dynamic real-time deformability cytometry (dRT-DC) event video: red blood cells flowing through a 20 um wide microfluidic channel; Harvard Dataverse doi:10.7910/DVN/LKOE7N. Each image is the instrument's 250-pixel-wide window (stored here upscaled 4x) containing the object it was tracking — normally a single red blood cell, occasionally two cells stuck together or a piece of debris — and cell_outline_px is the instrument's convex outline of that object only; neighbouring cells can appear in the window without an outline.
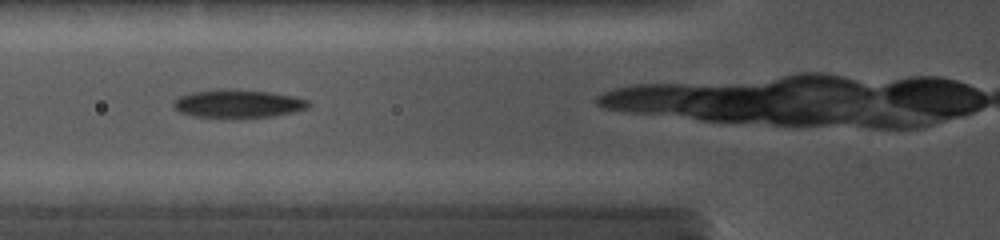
{"species": "common noctule bat (a hibernating species)", "species_latin": "Nyctalus noctula", "temperature_condition": "cold", "stored_images_in_passage": 25, "camera_frame_rate_fps": 5000, "um_per_image_px": 0.085, "animal": {"sex": "female", "body_mass_g": 19.0, "forearm_length_mm": 56.7}, "frame": {"image": 1, "passage_image": 3, "time_ms": 1.4, "image_size_px": [1000, 240], "cell_outline_px": [[312, 104], [308, 108], [292, 112], [272, 116], [192, 116], [180, 112], [172, 104], [172, 100], [180, 96], [192, 92], [228, 88], [268, 92], [292, 96], [308, 100]], "centroid_in_image_um": [20.22, 8.78], "position_along_channel_um": 105.6, "area_um2": 21.62}}
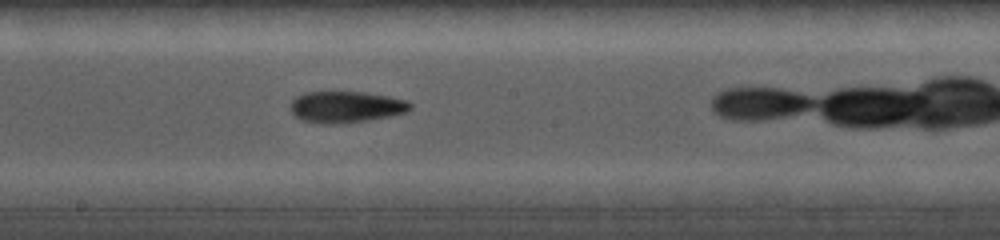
{"frame": {"image": 2, "passage_image": 10, "time_ms": 4.2, "image_size_px": [1000, 240], "cell_outline_px": [[412, 108], [408, 112], [368, 120], [340, 124], [320, 124], [300, 120], [288, 108], [292, 100], [296, 96], [304, 92], [364, 92], [388, 96], [408, 100], [412, 104]], "centroid_in_image_um": [29.39, 9.09], "position_along_channel_um": 218.8, "area_um2": 22.25}}
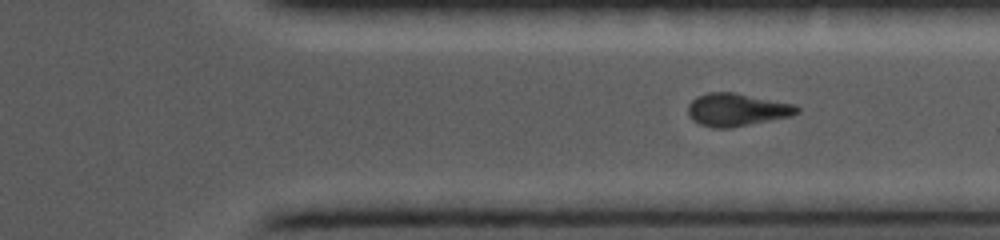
{"frame": {"image": 3, "passage_image": 23, "time_ms": 7.4, "image_size_px": [1000, 240], "cell_outline_px": [[800, 112], [792, 116], [732, 128], [716, 128], [700, 124], [692, 120], [688, 116], [688, 104], [696, 96], [708, 92], [736, 92], [796, 104], [800, 108]], "centroid_in_image_um": [62.65, 9.32], "position_along_channel_um": 348.7, "area_um2": 21.21}}